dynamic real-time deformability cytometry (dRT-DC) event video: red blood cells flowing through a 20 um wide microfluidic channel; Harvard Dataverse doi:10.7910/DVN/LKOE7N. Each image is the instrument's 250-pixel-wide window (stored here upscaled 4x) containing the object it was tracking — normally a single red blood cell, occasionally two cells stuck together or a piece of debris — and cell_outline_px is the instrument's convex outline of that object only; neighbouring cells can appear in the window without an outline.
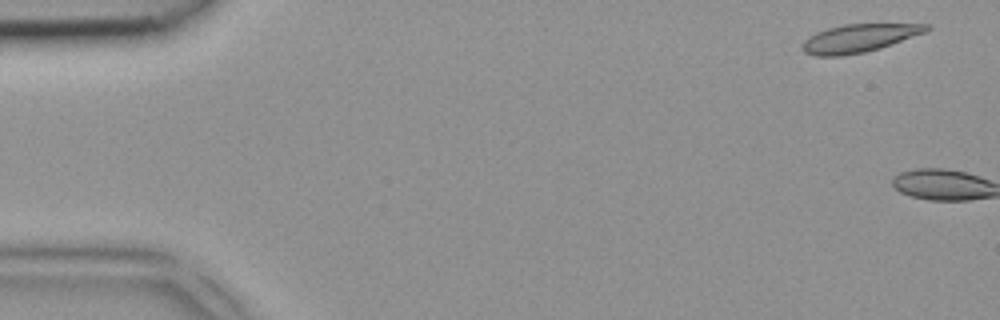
{"species": "common noctule bat (a hibernating species)", "species_latin": "Nyctalus noctula", "temperature_condition": "room temperature", "stored_images_in_passage": 2, "camera_frame_rate_fps": 3000, "um_per_image_px": 0.085, "animal": {"sex": "female", "body_mass_g": 18.4}, "frame": {"image": 1, "passage_image": 1, "time_ms": 0.0, "image_size_px": [1000, 320], "cell_outline_px": [[932, 28], [924, 32], [892, 44], [880, 48], [864, 52], [840, 56], [816, 56], [804, 52], [804, 40], [808, 36], [816, 32], [828, 28], [844, 24], [928, 24]], "centroid_in_image_um": [73.01, 3.24], "position_along_channel_um": 12.0, "area_um2": 20.06}}